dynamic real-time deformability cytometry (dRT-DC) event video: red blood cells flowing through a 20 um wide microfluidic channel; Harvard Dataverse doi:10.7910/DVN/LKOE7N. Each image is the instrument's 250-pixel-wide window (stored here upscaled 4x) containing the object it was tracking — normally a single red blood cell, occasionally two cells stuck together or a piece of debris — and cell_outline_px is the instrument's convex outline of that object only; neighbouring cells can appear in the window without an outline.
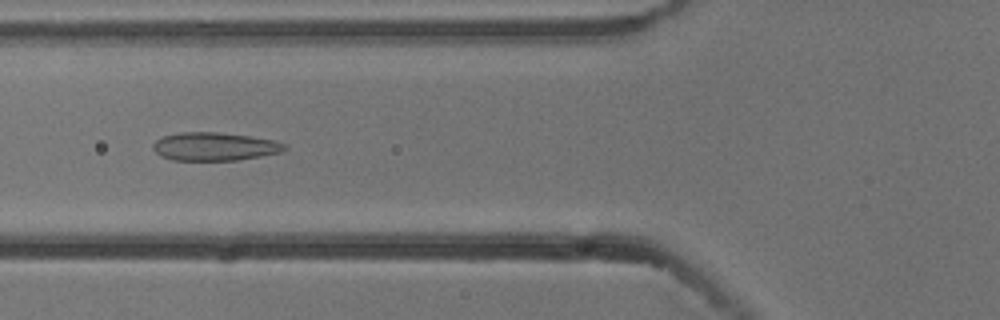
{"species": "common noctule bat (a hibernating species)", "species_latin": "Nyctalus noctula", "temperature_condition": "cold", "stored_images_in_passage": 7, "camera_frame_rate_fps": 3000, "um_per_image_px": 0.085, "animal": {"sex": "male", "body_mass_g": 13.3}, "frame": {"image": 1, "passage_image": 5, "time_ms": 1.333, "image_size_px": [1000, 320], "cell_outline_px": [[288, 148], [284, 152], [236, 160], [172, 160], [160, 156], [152, 148], [152, 144], [156, 140], [164, 136], [180, 132], [216, 132], [252, 136], [276, 140], [288, 144]], "centroid_in_image_um": [18.29, 12.45], "position_along_channel_um": 107.5, "area_um2": 21.91}}
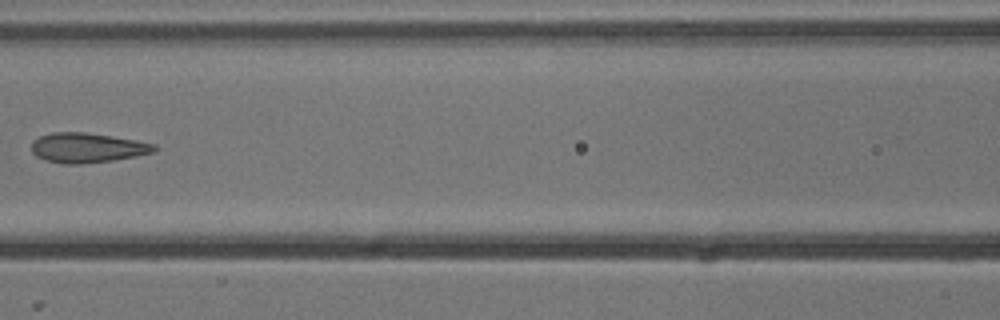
{"frame": {"image": 2, "passage_image": 6, "time_ms": 1.667, "image_size_px": [1000, 320], "cell_outline_px": [[156, 148], [152, 152], [136, 156], [116, 160], [80, 164], [64, 164], [44, 160], [36, 156], [32, 152], [32, 140], [40, 136], [52, 132], [84, 132], [136, 140], [156, 144]], "centroid_in_image_um": [7.38, 12.56], "position_along_channel_um": 159.2, "area_um2": 21.33}}
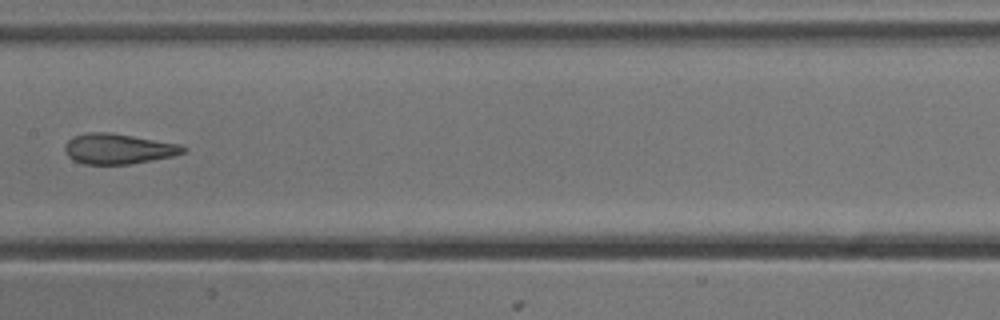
{"frame": {"image": 3, "passage_image": 7, "time_ms": 2.0, "image_size_px": [1000, 320], "cell_outline_px": [[188, 148], [184, 152], [172, 156], [132, 164], [84, 164], [72, 160], [64, 152], [64, 144], [72, 136], [88, 132], [112, 132], [184, 144]], "centroid_in_image_um": [10.06, 12.63], "position_along_channel_um": 197.3, "area_um2": 21.39}}